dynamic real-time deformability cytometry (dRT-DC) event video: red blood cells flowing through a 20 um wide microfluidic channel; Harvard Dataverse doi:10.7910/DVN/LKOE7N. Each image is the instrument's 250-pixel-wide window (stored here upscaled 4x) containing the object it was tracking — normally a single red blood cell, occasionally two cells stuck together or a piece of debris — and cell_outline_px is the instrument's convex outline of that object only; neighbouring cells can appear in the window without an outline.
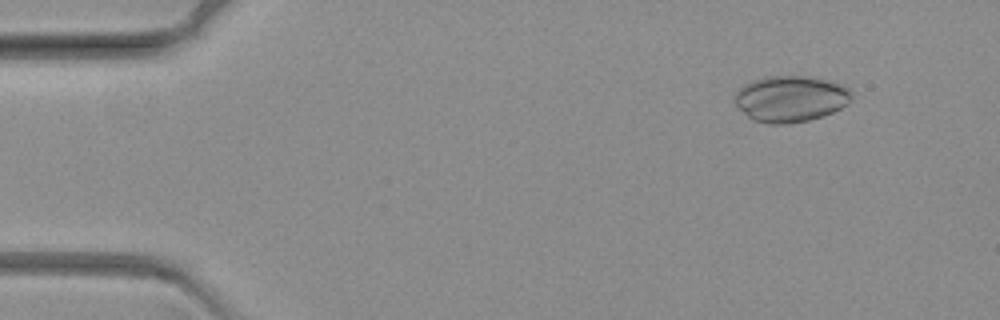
{"species": "common noctule bat (a hibernating species)", "species_latin": "Nyctalus noctula", "temperature_condition": "warm", "stored_images_in_passage": 26, "camera_frame_rate_fps": 3000, "um_per_image_px": 0.085, "animal": {"sex": "female", "body_mass_g": 19.3, "forearm_length_mm": 54.1}, "frame": {"image": 1, "passage_image": 7, "time_ms": 2.0, "image_size_px": [1000, 320], "cell_outline_px": [[852, 100], [848, 104], [824, 116], [808, 120], [784, 124], [768, 124], [752, 120], [732, 100], [732, 96], [744, 84], [752, 80], [768, 76], [804, 76], [824, 80], [840, 84], [848, 88], [852, 92]], "centroid_in_image_um": [67.18, 8.4], "position_along_channel_um": 17.8, "area_um2": 31.5}}
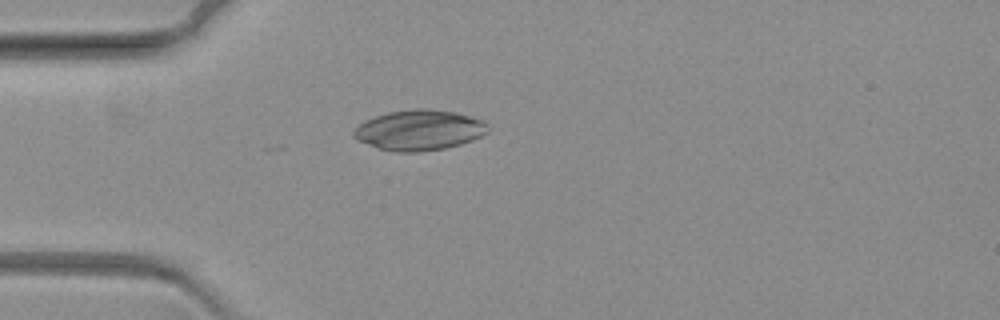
{"frame": {"image": 2, "passage_image": 19, "time_ms": 6.0, "image_size_px": [1000, 320], "cell_outline_px": [[488, 132], [472, 140], [460, 144], [444, 148], [416, 152], [396, 152], [380, 148], [356, 140], [352, 136], [352, 132], [360, 124], [376, 116], [388, 112], [412, 108], [428, 108], [456, 112], [484, 120], [488, 124]], "centroid_in_image_um": [35.65, 11.05], "position_along_channel_um": 49.3, "area_um2": 31.56}}
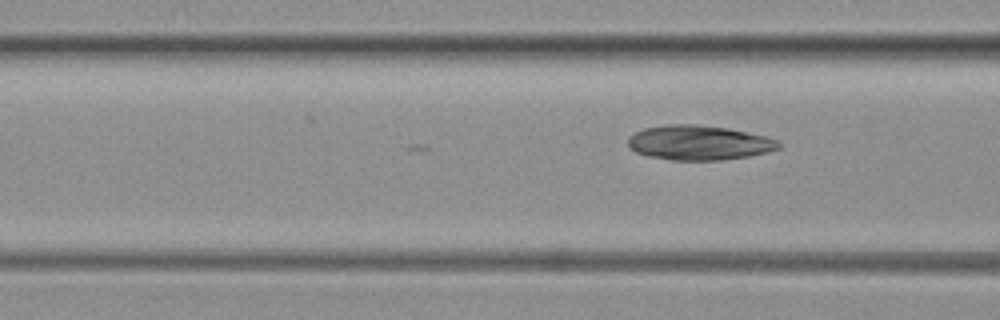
{"frame": {"image": 3, "passage_image": 26, "time_ms": 8.333, "image_size_px": [1000, 320], "cell_outline_px": [[780, 148], [768, 152], [748, 156], [724, 160], [672, 160], [648, 156], [636, 152], [628, 148], [628, 136], [644, 128], [672, 124], [696, 124], [728, 128], [768, 136], [776, 140], [780, 144]], "centroid_in_image_um": [59.41, 12.13], "position_along_channel_um": 107.2, "area_um2": 30.58}}